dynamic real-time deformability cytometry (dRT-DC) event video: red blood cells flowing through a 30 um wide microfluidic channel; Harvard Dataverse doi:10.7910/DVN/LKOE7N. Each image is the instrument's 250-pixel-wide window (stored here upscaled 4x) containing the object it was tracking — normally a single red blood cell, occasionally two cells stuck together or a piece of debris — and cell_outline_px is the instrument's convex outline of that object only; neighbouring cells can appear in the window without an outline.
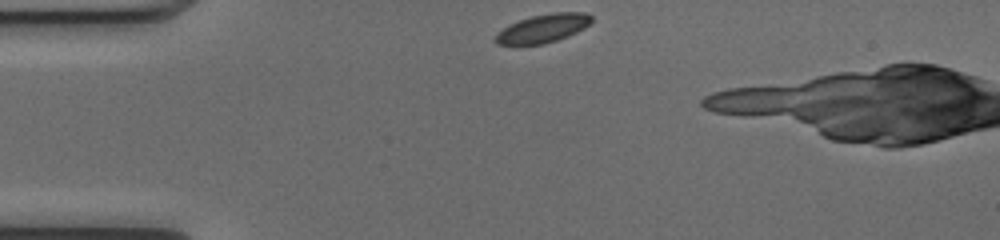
{"species": "common noctule bat (a hibernating species)", "species_latin": "Nyctalus noctula", "temperature_condition": "cold", "stored_images_in_passage": 4, "camera_frame_rate_fps": 3000, "um_per_image_px": 0.085, "animal": {"sex": "female", "body_mass_g": 17.0, "forearm_length_mm": 48.0}, "frame": {"image": 1, "passage_image": 1, "time_ms": 0.0, "image_size_px": [1000, 240], "cell_outline_px": [[592, 20], [584, 28], [568, 36], [544, 44], [496, 44], [492, 40], [508, 24], [532, 16], [552, 12], [584, 12], [592, 16]], "centroid_in_image_um": [46.16, 2.4], "position_along_channel_um": 38.8, "area_um2": 15.72}}